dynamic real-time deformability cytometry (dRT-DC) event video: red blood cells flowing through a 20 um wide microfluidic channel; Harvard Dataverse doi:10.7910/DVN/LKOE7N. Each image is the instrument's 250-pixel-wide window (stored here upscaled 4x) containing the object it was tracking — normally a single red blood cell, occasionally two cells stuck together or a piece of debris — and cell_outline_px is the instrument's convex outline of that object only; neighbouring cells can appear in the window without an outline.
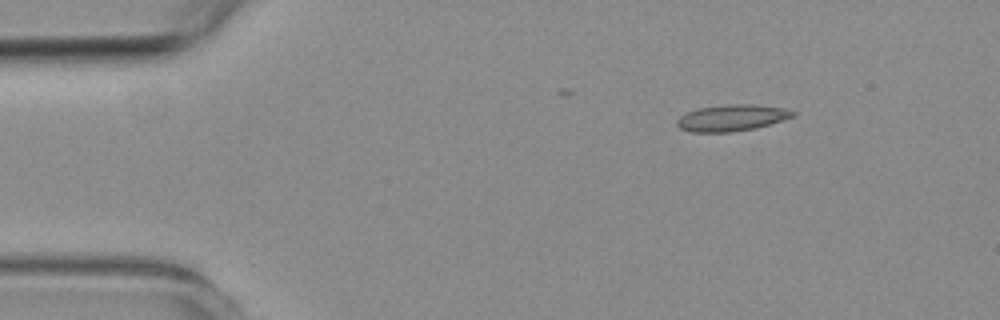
{"species": "common noctule bat (a hibernating species)", "species_latin": "Nyctalus noctula", "temperature_condition": "room temperature", "stored_images_in_passage": 3, "camera_frame_rate_fps": 3000, "um_per_image_px": 0.085, "animal": {"sex": "female", "body_mass_g": 19.3, "forearm_length_mm": 54.1}, "frame": {"image": 1, "passage_image": 1, "time_ms": 0.0, "image_size_px": [1000, 320], "cell_outline_px": [[796, 116], [756, 128], [732, 132], [692, 132], [680, 128], [676, 124], [676, 120], [680, 116], [688, 112], [700, 108], [728, 104], [756, 104], [784, 108], [796, 112]], "centroid_in_image_um": [62.23, 10.01], "position_along_channel_um": 22.8, "area_um2": 17.86}}